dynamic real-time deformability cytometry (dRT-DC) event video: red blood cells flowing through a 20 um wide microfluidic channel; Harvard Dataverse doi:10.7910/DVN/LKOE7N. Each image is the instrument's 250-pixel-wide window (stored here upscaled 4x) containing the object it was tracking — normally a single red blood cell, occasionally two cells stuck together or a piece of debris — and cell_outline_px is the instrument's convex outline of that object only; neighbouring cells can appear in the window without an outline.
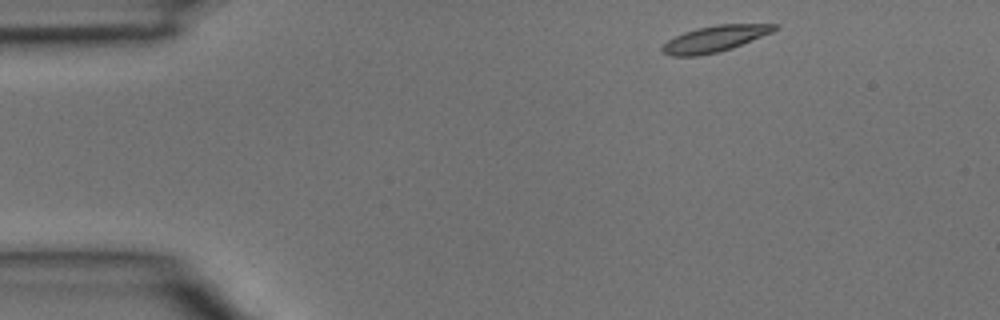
{"species": "common noctule bat (a hibernating species)", "species_latin": "Nyctalus noctula", "temperature_condition": "room temperature", "stored_images_in_passage": 4, "camera_frame_rate_fps": 3000, "um_per_image_px": 0.085, "animal": {"sex": "male", "body_mass_g": 15.6}, "frame": {"image": 1, "passage_image": 1, "time_ms": 0.0, "image_size_px": [1000, 320], "cell_outline_px": [[780, 24], [772, 32], [732, 48], [720, 52], [700, 56], [672, 56], [660, 52], [660, 48], [668, 40], [684, 32], [696, 28], [716, 24]], "centroid_in_image_um": [60.72, 3.3], "position_along_channel_um": 24.3, "area_um2": 17.17}}
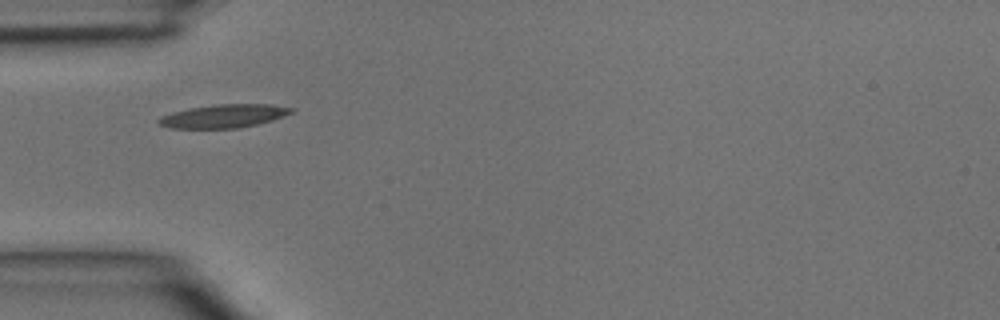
{"frame": {"image": 2, "passage_image": 3, "time_ms": 0.667, "image_size_px": [1000, 320], "cell_outline_px": [[296, 108], [292, 112], [284, 116], [272, 120], [256, 124], [236, 128], [172, 128], [160, 124], [156, 120], [160, 116], [172, 112], [188, 108], [216, 104], [268, 104]], "centroid_in_image_um": [19.01, 9.85], "position_along_channel_um": 66.0, "area_um2": 17.98}}
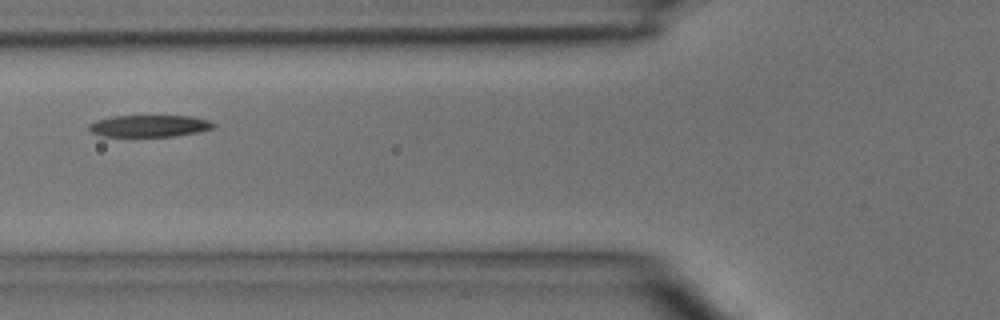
{"frame": {"image": 3, "passage_image": 4, "time_ms": 1.0, "image_size_px": [1000, 320], "cell_outline_px": [[216, 124], [212, 128], [200, 132], [176, 136], [100, 136], [92, 132], [88, 128], [88, 124], [96, 120], [112, 116], [192, 116], [208, 120]], "centroid_in_image_um": [12.69, 10.7], "position_along_channel_um": 113.1, "area_um2": 15.9}}